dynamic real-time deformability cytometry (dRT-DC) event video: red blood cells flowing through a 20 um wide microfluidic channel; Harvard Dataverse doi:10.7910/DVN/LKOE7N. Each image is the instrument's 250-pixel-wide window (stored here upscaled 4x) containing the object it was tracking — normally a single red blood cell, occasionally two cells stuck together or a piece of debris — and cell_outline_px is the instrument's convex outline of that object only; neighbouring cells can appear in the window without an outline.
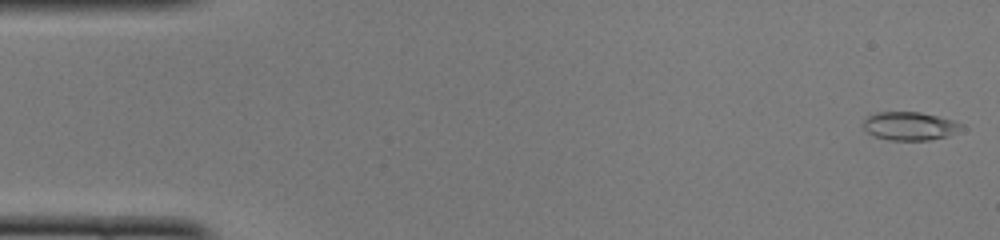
{"species": "common noctule bat (a hibernating species)", "species_latin": "Nyctalus noctula", "temperature_condition": "cold", "stored_images_in_passage": 48, "camera_frame_rate_fps": 3000, "um_per_image_px": 0.085, "animal": {"sex": "female", "body_mass_g": 22.0, "forearm_length_mm": 56.7}, "frame": {"image": 1, "passage_image": 1, "time_ms": 0.0, "image_size_px": [1000, 240], "cell_outline_px": [[964, 124], [948, 136], [928, 140], [888, 140], [876, 136], [868, 132], [864, 128], [864, 120], [868, 116], [876, 112], [920, 112], [952, 120]], "centroid_in_image_um": [77.29, 10.71], "position_along_channel_um": 7.7, "area_um2": 15.9}}
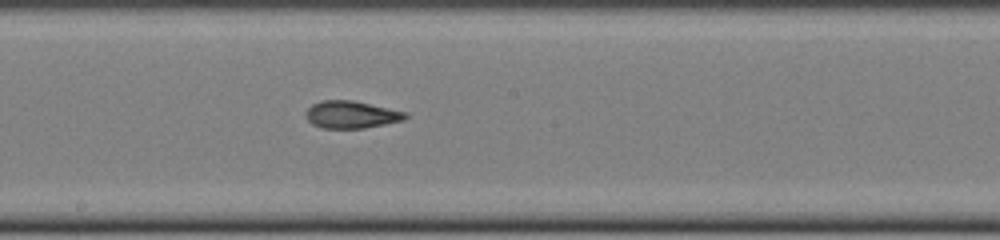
{"frame": {"image": 2, "passage_image": 26, "time_ms": 8.333, "image_size_px": [1000, 240], "cell_outline_px": [[408, 116], [404, 120], [364, 128], [320, 128], [312, 124], [304, 116], [304, 112], [312, 104], [320, 100], [352, 100], [408, 112]], "centroid_in_image_um": [29.83, 9.74], "position_along_channel_um": 218.4, "area_um2": 16.01}}
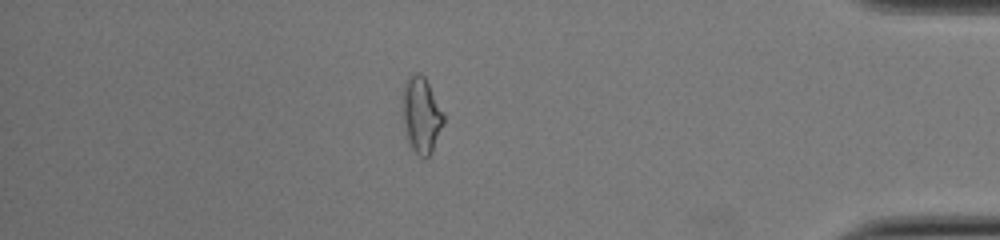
{"frame": {"image": 3, "passage_image": 42, "time_ms": 13.667, "image_size_px": [1000, 240], "cell_outline_px": [[444, 124], [432, 152], [428, 156], [420, 156], [412, 148], [408, 140], [404, 124], [404, 88], [408, 76], [412, 72], [420, 72], [424, 76], [444, 112]], "centroid_in_image_um": [35.85, 9.75], "position_along_channel_um": 399.3, "area_um2": 17.8}, "authors_computed_cell_mechanics": {"area_um2": 16.3285, "velocity_mm_per_s": 4.1119, "shape_relaxation_time_tau1_ms": 10.5118, "shape_relaxation_time_tau2_ms": 2.0472, "deformation_change_tau1": 0.2443, "deformation_change_tau2": 0.0982}}